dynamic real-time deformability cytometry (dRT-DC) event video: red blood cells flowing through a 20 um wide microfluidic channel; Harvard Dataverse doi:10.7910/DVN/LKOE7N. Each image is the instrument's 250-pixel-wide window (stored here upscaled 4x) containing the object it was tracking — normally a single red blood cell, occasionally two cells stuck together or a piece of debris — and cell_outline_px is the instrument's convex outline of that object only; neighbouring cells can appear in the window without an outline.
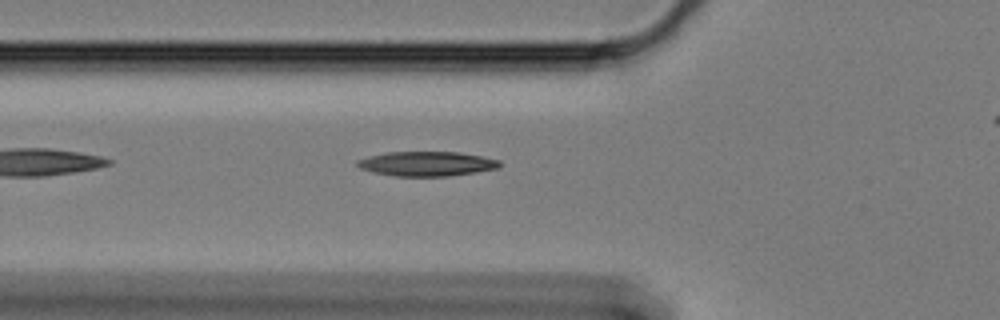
{"species": "Egyptian fruit bat (a non-hibernating species)", "species_latin": "Rousettus aegyptiacus", "temperature_condition": "cold", "stored_images_in_passage": 37, "camera_frame_rate_fps": 3000, "um_per_image_px": 0.085, "animal": {"sex": "female"}, "frame": {"image": 1, "passage_image": 3, "time_ms": 0.667, "image_size_px": [1000, 320], "cell_outline_px": [[500, 164], [496, 168], [476, 172], [444, 176], [396, 176], [376, 172], [360, 168], [356, 164], [356, 160], [368, 156], [388, 152], [460, 152], [500, 160]], "centroid_in_image_um": [36.25, 13.91], "position_along_channel_um": 89.6, "area_um2": 20.11}}
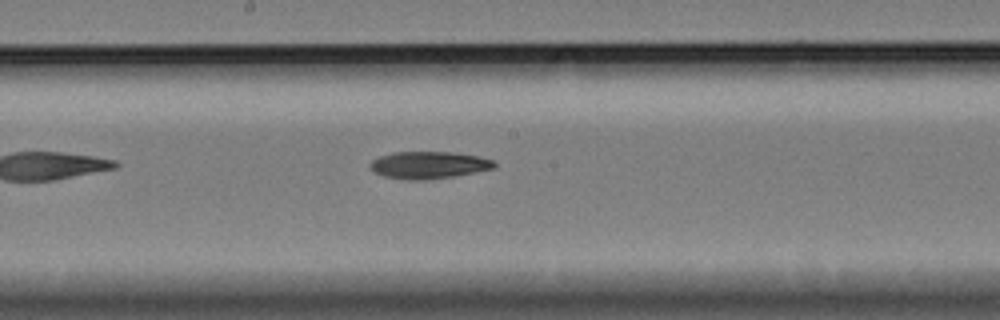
{"frame": {"image": 2, "passage_image": 14, "time_ms": 4.333, "image_size_px": [1000, 320], "cell_outline_px": [[496, 164], [492, 168], [452, 176], [420, 180], [408, 180], [384, 176], [376, 172], [368, 164], [372, 160], [380, 156], [392, 152], [452, 152], [480, 156], [492, 160]], "centroid_in_image_um": [36.4, 14.01], "position_along_channel_um": 211.8, "area_um2": 19.31}}
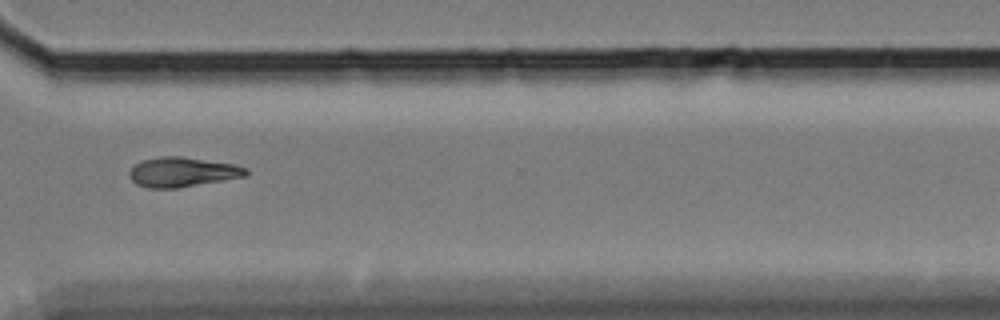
{"frame": {"image": 3, "passage_image": 27, "time_ms": 8.667, "image_size_px": [1000, 320], "cell_outline_px": [[248, 176], [176, 188], [148, 188], [136, 184], [132, 180], [128, 172], [140, 160], [160, 156], [180, 156], [232, 164], [248, 168]], "centroid_in_image_um": [15.49, 14.62], "position_along_channel_um": 355.1, "area_um2": 20.11}}